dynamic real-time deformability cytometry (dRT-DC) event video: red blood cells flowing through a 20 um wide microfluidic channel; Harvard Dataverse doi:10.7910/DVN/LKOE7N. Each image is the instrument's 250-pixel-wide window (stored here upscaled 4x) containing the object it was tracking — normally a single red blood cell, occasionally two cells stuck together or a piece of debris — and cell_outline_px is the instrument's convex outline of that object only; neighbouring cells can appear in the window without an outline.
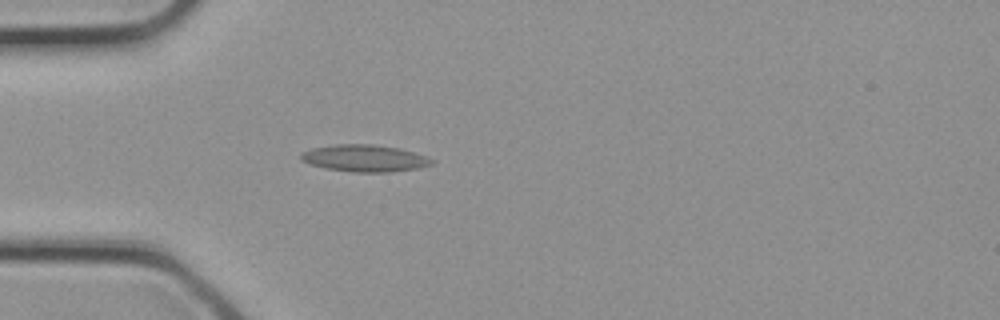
{"species": "common noctule bat (a hibernating species)", "species_latin": "Nyctalus noctula", "temperature_condition": "cold", "stored_images_in_passage": 11, "camera_frame_rate_fps": 3000, "um_per_image_px": 0.085, "animal": {"sex": "female", "body_mass_g": 21.9}, "frame": {"image": 1, "passage_image": 1, "time_ms": 0.0, "image_size_px": [1000, 320], "cell_outline_px": [[436, 160], [432, 164], [420, 168], [388, 172], [352, 172], [328, 168], [308, 164], [300, 160], [300, 152], [312, 148], [336, 144], [372, 144], [400, 148]], "centroid_in_image_um": [30.97, 13.45], "position_along_channel_um": 54.0, "area_um2": 20.58}}
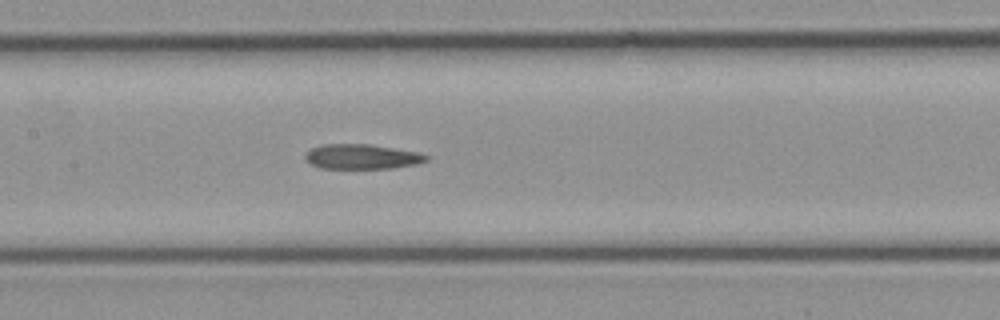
{"frame": {"image": 2, "passage_image": 7, "time_ms": 2.0, "image_size_px": [1000, 320], "cell_outline_px": [[428, 160], [416, 164], [392, 168], [320, 168], [312, 164], [304, 156], [304, 152], [312, 148], [324, 144], [368, 144], [420, 152], [428, 156]], "centroid_in_image_um": [30.77, 13.31], "position_along_channel_um": 176.6, "area_um2": 17.46}}
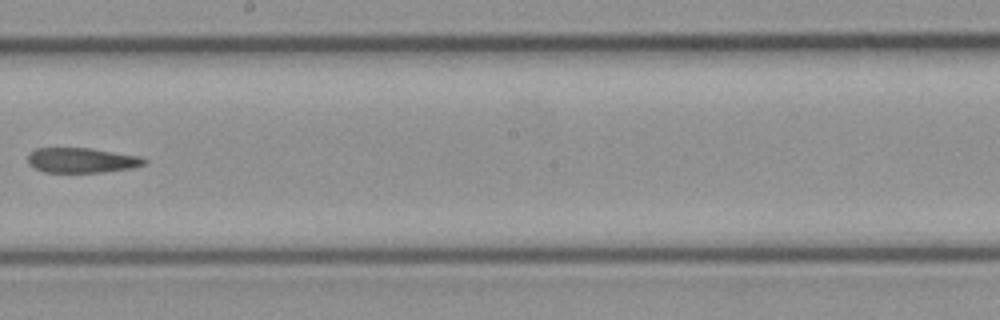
{"frame": {"image": 3, "passage_image": 10, "time_ms": 3.0, "image_size_px": [1000, 320], "cell_outline_px": [[148, 160], [144, 164], [132, 168], [104, 172], [44, 172], [28, 164], [28, 152], [36, 148], [92, 148], [140, 156]], "centroid_in_image_um": [6.94, 13.61], "position_along_channel_um": 241.3, "area_um2": 17.05}}